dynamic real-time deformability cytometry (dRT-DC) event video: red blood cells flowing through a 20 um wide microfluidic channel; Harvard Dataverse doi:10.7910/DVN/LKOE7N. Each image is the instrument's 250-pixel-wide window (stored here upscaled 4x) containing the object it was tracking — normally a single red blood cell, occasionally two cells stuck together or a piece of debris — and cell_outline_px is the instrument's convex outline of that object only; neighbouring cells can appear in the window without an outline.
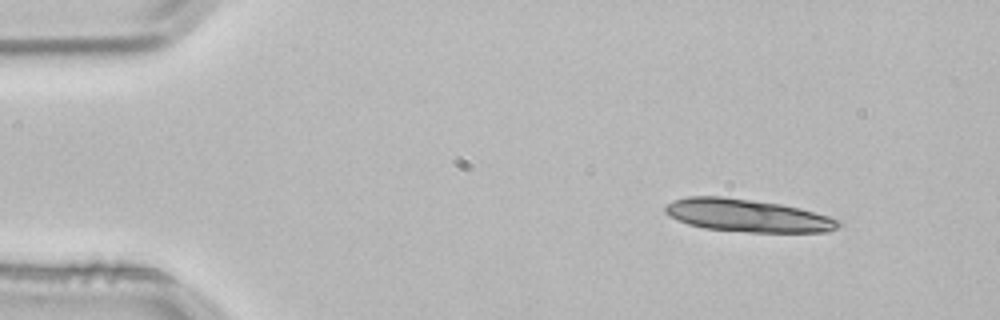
{"species": "common noctule bat (a hibernating species)", "species_latin": "Nyctalus noctula", "temperature_condition": "room temperature", "stored_images_in_passage": 3, "camera_frame_rate_fps": 3000, "um_per_image_px": 0.085, "animal": {"sex": "male", "body_mass_g": 21.5, "forearm_length_mm": 52.0}, "frame": {"image": 1, "passage_image": 1, "time_ms": 0.0, "image_size_px": [1000, 320], "cell_outline_px": [[840, 224], [836, 228], [828, 232], [748, 232], [704, 228], [688, 224], [664, 212], [664, 208], [672, 200], [688, 196], [724, 196], [780, 204], [800, 208], [828, 216], [840, 220]], "centroid_in_image_um": [63.53, 18.31], "position_along_channel_um": 21.5, "area_um2": 32.83}}